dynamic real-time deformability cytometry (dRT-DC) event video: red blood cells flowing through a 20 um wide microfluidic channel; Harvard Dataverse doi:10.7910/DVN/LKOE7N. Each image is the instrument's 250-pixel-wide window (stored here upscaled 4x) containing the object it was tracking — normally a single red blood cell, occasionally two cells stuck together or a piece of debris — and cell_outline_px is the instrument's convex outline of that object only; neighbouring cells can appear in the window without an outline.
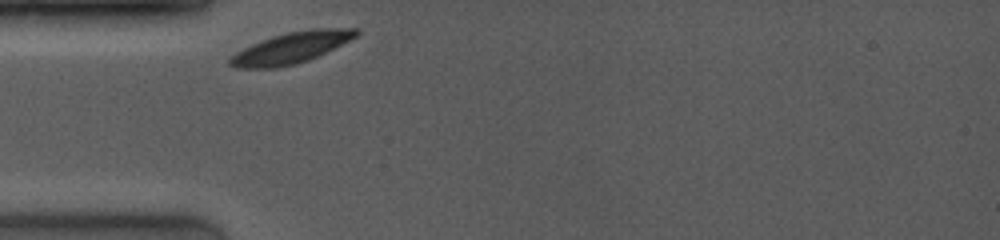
{"species": "common noctule bat (a hibernating species)", "species_latin": "Nyctalus noctula", "temperature_condition": "room temperature", "stored_images_in_passage": 9, "camera_frame_rate_fps": 4000, "um_per_image_px": 0.085, "animal": {"sex": "female", "body_mass_g": 19.0, "forearm_length_mm": 53.3}, "frame": {"image": 1, "passage_image": 1, "time_ms": 0.0, "image_size_px": [1000, 240], "cell_outline_px": [[360, 32], [356, 36], [308, 60], [296, 64], [276, 68], [236, 68], [228, 64], [228, 60], [236, 52], [252, 44], [272, 36], [288, 32], [312, 28], [360, 28]], "centroid_in_image_um": [24.72, 4.06], "position_along_channel_um": 60.3, "area_um2": 22.6}}